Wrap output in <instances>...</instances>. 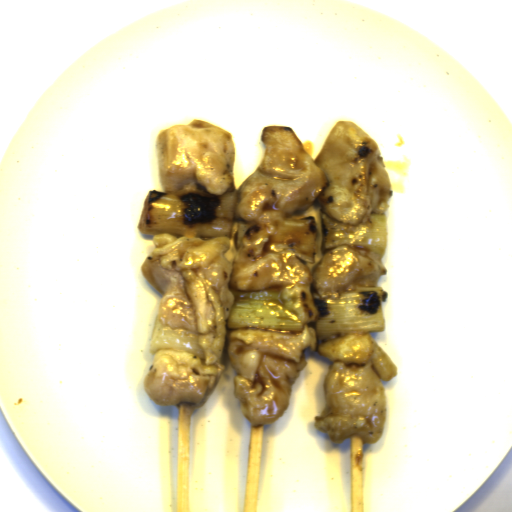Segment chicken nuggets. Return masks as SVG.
Returning <instances> with one entry per match:
<instances>
[{"label": "chicken nuggets", "instance_id": "5", "mask_svg": "<svg viewBox=\"0 0 512 512\" xmlns=\"http://www.w3.org/2000/svg\"><path fill=\"white\" fill-rule=\"evenodd\" d=\"M313 286L321 298L338 299L357 287H376L386 275L380 256L354 244L328 249L315 267Z\"/></svg>", "mask_w": 512, "mask_h": 512}, {"label": "chicken nuggets", "instance_id": "4", "mask_svg": "<svg viewBox=\"0 0 512 512\" xmlns=\"http://www.w3.org/2000/svg\"><path fill=\"white\" fill-rule=\"evenodd\" d=\"M155 148L163 193L212 198L236 191V143L227 130L195 118L160 130Z\"/></svg>", "mask_w": 512, "mask_h": 512}, {"label": "chicken nuggets", "instance_id": "3", "mask_svg": "<svg viewBox=\"0 0 512 512\" xmlns=\"http://www.w3.org/2000/svg\"><path fill=\"white\" fill-rule=\"evenodd\" d=\"M317 345L316 329L308 325L301 333L228 329L227 353L237 373L234 394L253 426L273 423L285 413L292 384L307 363L305 351Z\"/></svg>", "mask_w": 512, "mask_h": 512}, {"label": "chicken nuggets", "instance_id": "2", "mask_svg": "<svg viewBox=\"0 0 512 512\" xmlns=\"http://www.w3.org/2000/svg\"><path fill=\"white\" fill-rule=\"evenodd\" d=\"M317 350L332 365L325 380V410L314 417L316 429L335 444L352 435L377 442L387 420L382 381L398 374L394 362L370 332L330 335Z\"/></svg>", "mask_w": 512, "mask_h": 512}, {"label": "chicken nuggets", "instance_id": "1", "mask_svg": "<svg viewBox=\"0 0 512 512\" xmlns=\"http://www.w3.org/2000/svg\"><path fill=\"white\" fill-rule=\"evenodd\" d=\"M265 153L255 173L239 185L235 214L254 225L237 257L227 260L225 236L158 233L142 263L144 278L160 294L152 335V365L143 389L160 406L201 404L225 365L227 317L238 291L279 288L301 323L318 319L312 276L292 250L263 253L277 222L319 202L336 222L362 224L388 209L389 172L374 139L358 123L338 120L314 160L287 125L266 126Z\"/></svg>", "mask_w": 512, "mask_h": 512}]
</instances>
